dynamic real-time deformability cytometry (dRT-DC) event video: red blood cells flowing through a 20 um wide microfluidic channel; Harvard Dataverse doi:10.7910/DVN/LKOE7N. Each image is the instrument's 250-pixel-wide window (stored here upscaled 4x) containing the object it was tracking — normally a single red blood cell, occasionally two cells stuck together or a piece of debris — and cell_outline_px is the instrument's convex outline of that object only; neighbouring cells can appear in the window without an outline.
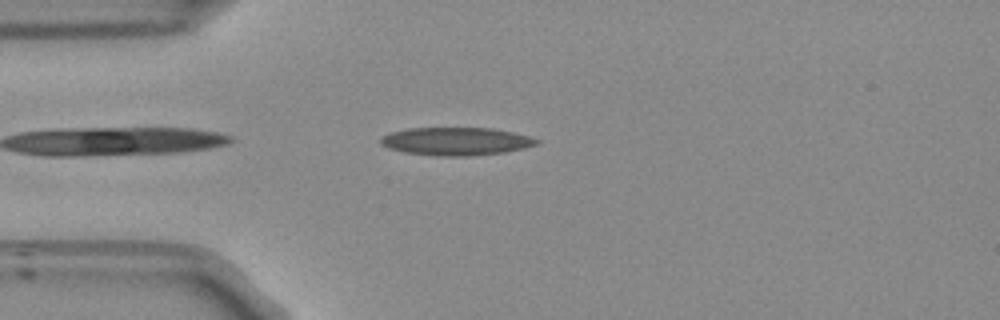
{"species": "Egyptian fruit bat (a non-hibernating species)", "species_latin": "Rousettus aegyptiacus", "temperature_condition": "room temperature", "stored_images_in_passage": 21, "camera_frame_rate_fps": 3000, "um_per_image_px": 0.085, "frame": {"image": 1, "passage_image": 3, "time_ms": 0.667, "image_size_px": [1000, 320], "cell_outline_px": [[540, 140], [536, 144], [524, 148], [504, 152], [468, 156], [436, 156], [404, 152], [388, 148], [380, 144], [380, 136], [392, 132], [408, 128], [492, 128], [512, 132], [528, 136]], "centroid_in_image_um": [38.72, 12.01], "position_along_channel_um": 46.3, "area_um2": 25.37}}
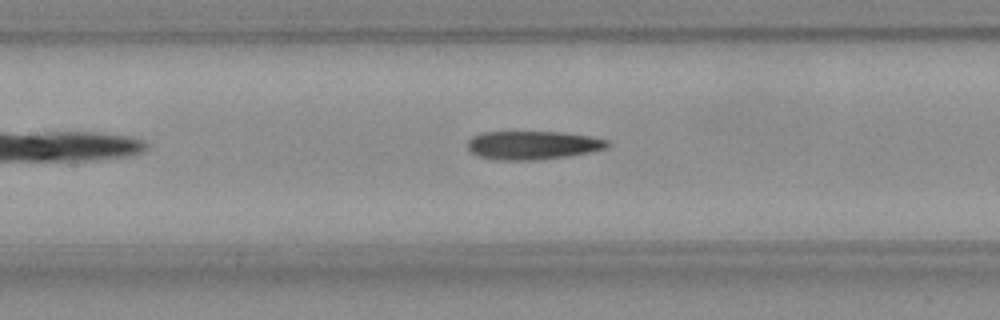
{"frame": {"image": 2, "passage_image": 13, "time_ms": 4.0, "image_size_px": [1000, 320], "cell_outline_px": [[612, 144], [608, 148], [568, 156], [528, 160], [496, 160], [480, 156], [472, 152], [468, 148], [468, 140], [472, 136], [480, 132], [564, 132], [592, 136], [608, 140]], "centroid_in_image_um": [45.32, 12.33], "position_along_channel_um": 162.1, "area_um2": 23.29}}
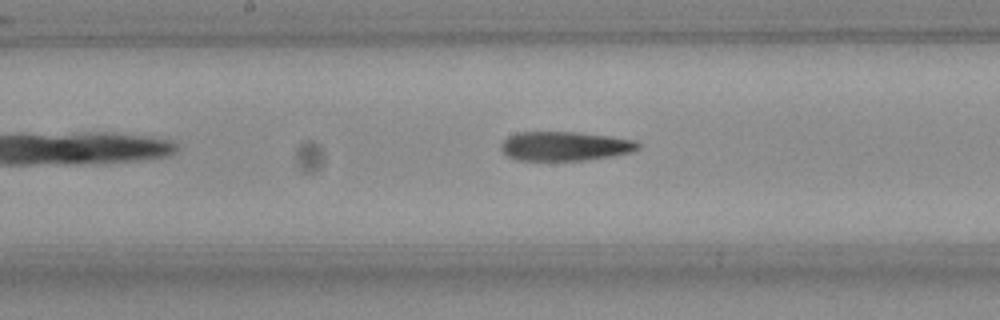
{"frame": {"image": 3, "passage_image": 16, "time_ms": 5.0, "image_size_px": [1000, 320], "cell_outline_px": [[640, 148], [632, 152], [612, 156], [584, 160], [516, 160], [508, 156], [500, 148], [500, 144], [508, 136], [516, 132], [576, 132], [608, 136], [636, 140], [640, 144]], "centroid_in_image_um": [48.01, 12.42], "position_along_channel_um": 200.2, "area_um2": 23.35}}